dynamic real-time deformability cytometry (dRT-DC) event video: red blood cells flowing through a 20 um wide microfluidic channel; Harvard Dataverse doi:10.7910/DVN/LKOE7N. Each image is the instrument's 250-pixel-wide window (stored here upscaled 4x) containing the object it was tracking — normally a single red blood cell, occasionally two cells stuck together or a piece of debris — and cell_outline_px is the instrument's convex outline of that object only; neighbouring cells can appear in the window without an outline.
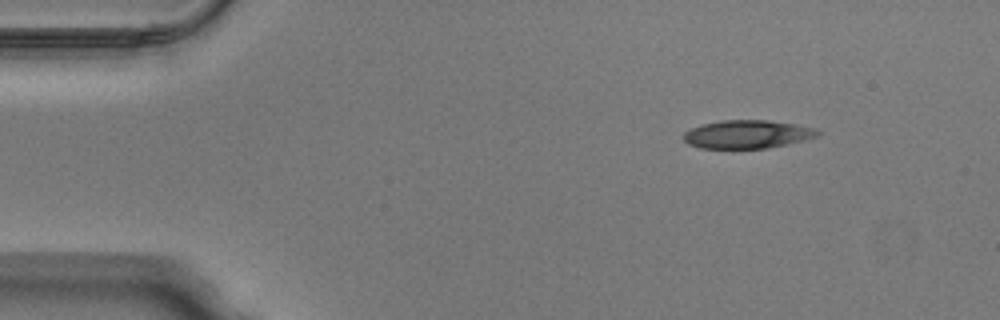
{"species": "Egyptian fruit bat (a non-hibernating species)", "species_latin": "Rousettus aegyptiacus", "temperature_condition": "warm", "stored_images_in_passage": 44, "camera_frame_rate_fps": 3000, "um_per_image_px": 0.085, "animal": {"sex": "male"}, "frame": {"image": 1, "passage_image": 1, "time_ms": 0.0, "image_size_px": [1000, 320], "cell_outline_px": [[820, 136], [808, 140], [768, 148], [700, 148], [688, 144], [684, 140], [684, 132], [692, 128], [704, 124], [720, 120], [768, 120], [796, 124], [816, 128], [820, 132]], "centroid_in_image_um": [63.59, 11.41], "position_along_channel_um": 21.4, "area_um2": 22.25}}
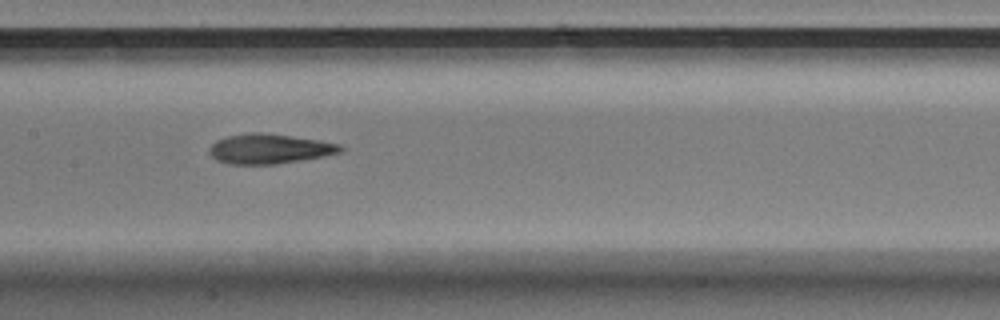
{"frame": {"image": 2, "passage_image": 19, "time_ms": 6.0, "image_size_px": [1000, 320], "cell_outline_px": [[344, 152], [324, 156], [276, 164], [228, 164], [216, 160], [208, 152], [208, 148], [216, 140], [228, 136], [252, 132], [260, 132], [320, 140], [340, 144], [344, 148]], "centroid_in_image_um": [22.9, 12.65], "position_along_channel_um": 184.5, "area_um2": 22.83}}
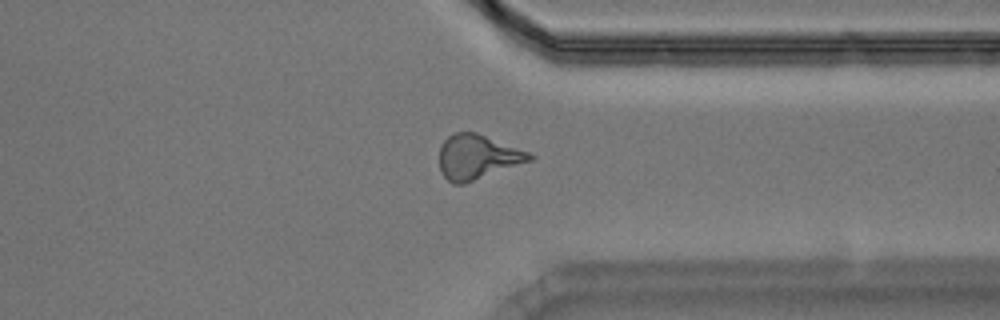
{"frame": {"image": 3, "passage_image": 33, "time_ms": 10.667, "image_size_px": [1000, 320], "cell_outline_px": [[536, 156], [532, 160], [464, 184], [452, 184], [440, 172], [440, 144], [448, 136], [456, 132], [476, 132], [528, 152]], "centroid_in_image_um": [40.55, 13.35], "position_along_channel_um": 370.8, "area_um2": 23.29}, "authors_computed_cell_mechanics": {"area_um2": 22.7732, "velocity_mm_per_s": 4.0303, "shape_relaxation_time_tau1_ms": 9.521, "shape_relaxation_time_tau2_ms": 3.4156, "deformation_change_tau1": 0.2608, "deformation_change_tau2": 0.1409}}